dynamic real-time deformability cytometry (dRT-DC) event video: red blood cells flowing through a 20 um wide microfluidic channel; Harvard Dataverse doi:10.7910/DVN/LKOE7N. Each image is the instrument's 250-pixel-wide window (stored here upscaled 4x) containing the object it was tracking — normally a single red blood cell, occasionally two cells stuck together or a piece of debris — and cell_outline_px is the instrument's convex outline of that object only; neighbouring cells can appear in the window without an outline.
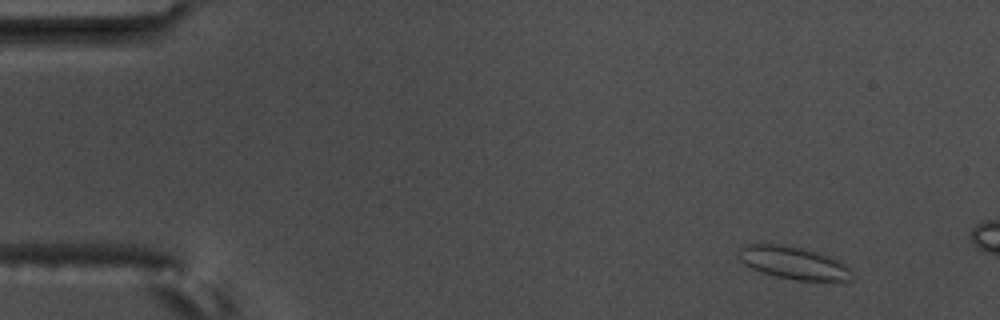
{"species": "common noctule bat (a hibernating species)", "species_latin": "Nyctalus noctula", "temperature_condition": "warm", "stored_images_in_passage": 6, "camera_frame_rate_fps": 3000, "um_per_image_px": 0.085, "animal": {"sex": "male", "body_mass_g": 17.5, "forearm_length_mm": 52.3}, "frame": {"image": 1, "passage_image": 2, "time_ms": 0.333, "image_size_px": [1000, 320], "cell_outline_px": [[852, 280], [796, 280], [776, 276], [752, 268], [744, 264], [740, 260], [740, 248], [744, 244], [784, 244], [804, 248], [832, 256], [844, 264], [852, 272]], "centroid_in_image_um": [67.46, 22.32], "position_along_channel_um": 17.5, "area_um2": 21.39}}